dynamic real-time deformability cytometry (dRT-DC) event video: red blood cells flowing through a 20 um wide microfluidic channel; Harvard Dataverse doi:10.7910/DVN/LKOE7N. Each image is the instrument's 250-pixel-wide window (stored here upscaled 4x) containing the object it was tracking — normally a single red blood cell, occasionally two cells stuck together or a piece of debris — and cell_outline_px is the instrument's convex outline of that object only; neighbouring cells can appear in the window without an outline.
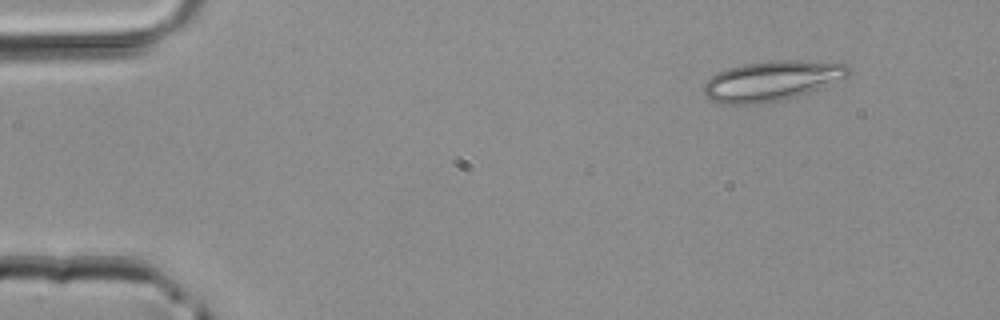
{"species": "common noctule bat (a hibernating species)", "species_latin": "Nyctalus noctula", "temperature_condition": "room temperature", "stored_images_in_passage": 3, "camera_frame_rate_fps": 3000, "um_per_image_px": 0.085, "animal": {"sex": "male", "body_mass_g": 20.4}, "frame": {"image": 1, "passage_image": 1, "time_ms": 0.0, "image_size_px": [1000, 320], "cell_outline_px": [[852, 72], [848, 76], [808, 92], [784, 100], [760, 104], [720, 104], [708, 100], [704, 92], [704, 84], [716, 72], [728, 68], [744, 64], [768, 60], [800, 60], [848, 64]], "centroid_in_image_um": [65.57, 6.87], "position_along_channel_um": 19.4, "area_um2": 33.87}}